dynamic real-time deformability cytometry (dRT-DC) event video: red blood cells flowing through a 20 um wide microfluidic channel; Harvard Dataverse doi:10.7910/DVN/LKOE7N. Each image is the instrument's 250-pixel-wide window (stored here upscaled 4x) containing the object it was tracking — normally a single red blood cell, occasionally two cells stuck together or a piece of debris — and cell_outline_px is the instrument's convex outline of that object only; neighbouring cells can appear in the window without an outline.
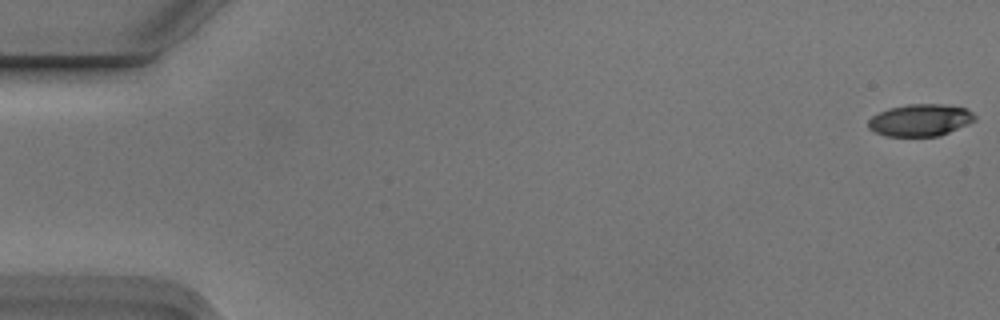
{"species": "Egyptian fruit bat (a non-hibernating species)", "species_latin": "Rousettus aegyptiacus", "temperature_condition": "cold", "stored_images_in_passage": 8, "camera_frame_rate_fps": 3000, "um_per_image_px": 0.085, "animal": {"sex": "male"}, "frame": {"image": 1, "passage_image": 1, "time_ms": 0.0, "image_size_px": [1000, 320], "cell_outline_px": [[976, 120], [968, 124], [940, 136], [888, 136], [876, 132], [868, 128], [868, 120], [872, 116], [888, 108], [908, 104], [944, 104], [964, 108], [972, 112], [976, 116]], "centroid_in_image_um": [78.23, 10.21], "position_along_channel_um": 6.8, "area_um2": 19.88}}
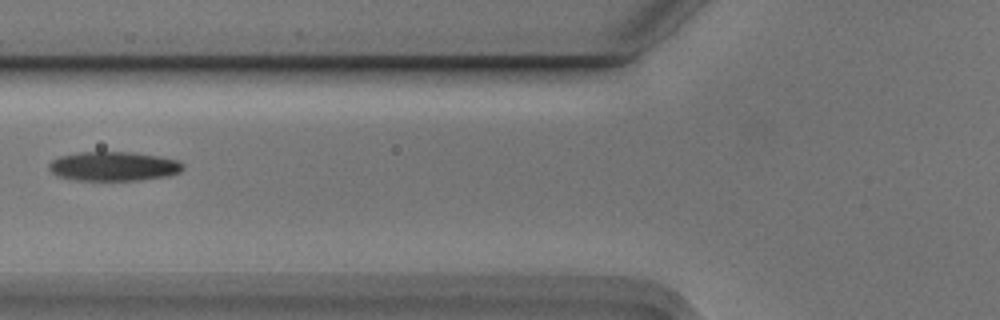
{"frame": {"image": 2, "passage_image": 7, "time_ms": 2.0, "image_size_px": [1000, 320], "cell_outline_px": [[184, 168], [180, 172], [168, 176], [140, 180], [76, 180], [60, 176], [52, 172], [48, 168], [48, 164], [52, 160], [60, 156], [80, 152], [132, 152], [160, 156], [180, 160], [184, 164]], "centroid_in_image_um": [9.71, 14.13], "position_along_channel_um": 116.1, "area_um2": 22.95}}
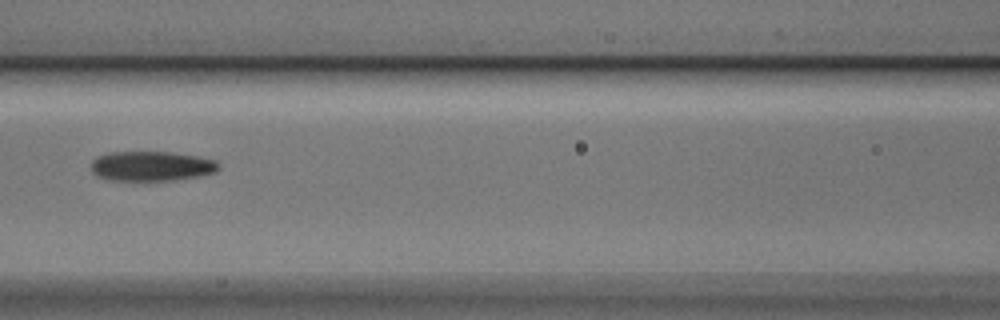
{"frame": {"image": 3, "passage_image": 8, "time_ms": 2.333, "image_size_px": [1000, 320], "cell_outline_px": [[220, 168], [216, 172], [200, 176], [172, 180], [112, 180], [100, 176], [92, 172], [92, 160], [96, 156], [108, 152], [172, 152], [196, 156], [216, 160], [220, 164]], "centroid_in_image_um": [12.91, 14.11], "position_along_channel_um": 153.7, "area_um2": 22.14}}